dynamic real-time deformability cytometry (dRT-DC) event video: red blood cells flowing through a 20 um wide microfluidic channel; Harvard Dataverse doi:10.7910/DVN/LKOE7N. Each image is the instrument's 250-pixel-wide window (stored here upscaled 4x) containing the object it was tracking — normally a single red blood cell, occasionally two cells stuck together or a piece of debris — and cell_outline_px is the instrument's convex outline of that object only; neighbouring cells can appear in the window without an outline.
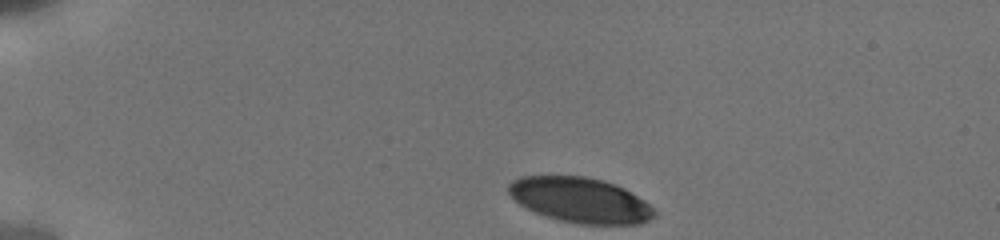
{"species": "human", "species_latin": "Homo sapiens", "temperature_condition": "cold", "stored_images_in_passage": 26, "camera_frame_rate_fps": 3000, "um_per_image_px": 0.085, "donor": {"sex": "male"}, "frame": {"image": 1, "passage_image": 1, "time_ms": 0.0, "image_size_px": [1000, 240], "cell_outline_px": [[656, 216], [640, 224], [576, 224], [544, 216], [520, 204], [508, 192], [508, 184], [512, 180], [520, 176], [584, 176], [604, 180], [624, 188], [644, 200], [656, 212]], "centroid_in_image_um": [49.32, 17.01], "position_along_channel_um": 35.7, "area_um2": 38.32}}
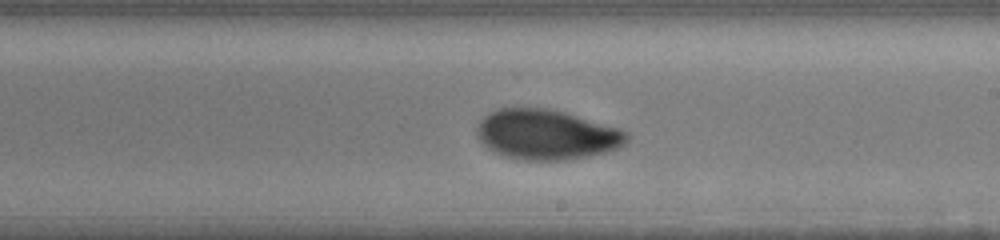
{"frame": {"image": 2, "passage_image": 12, "time_ms": 7.333, "image_size_px": [1000, 240], "cell_outline_px": [[632, 136], [620, 148], [588, 156], [564, 160], [516, 160], [504, 156], [488, 148], [476, 136], [476, 128], [480, 120], [488, 112], [496, 108], [548, 108], [564, 112], [620, 128], [628, 132]], "centroid_in_image_um": [46.45, 11.44], "position_along_channel_um": 242.5, "area_um2": 44.04}}
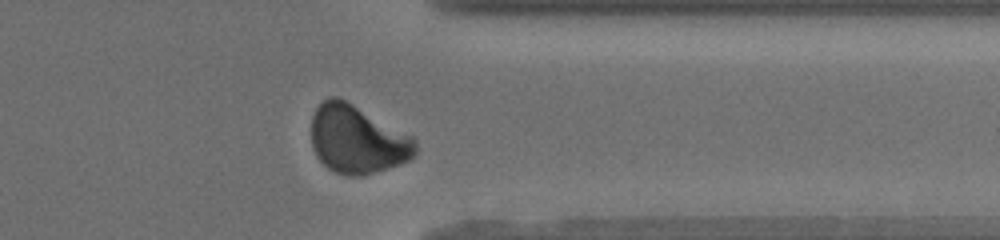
{"frame": {"image": 3, "passage_image": 22, "time_ms": 11.0, "image_size_px": [1000, 240], "cell_outline_px": [[416, 156], [400, 164], [360, 176], [348, 176], [336, 172], [328, 168], [316, 156], [312, 148], [312, 116], [316, 108], [328, 96], [336, 96], [352, 104], [412, 136], [416, 140]], "centroid_in_image_um": [30.35, 11.86], "position_along_channel_um": 381.0, "area_um2": 41.04}, "authors_computed_cell_mechanics": {"area_um2": 42.4252, "velocity_mm_per_s": 3.81, "shape_relaxation_time_tau1_ms": 4.0995, "shape_relaxation_time_tau2_ms": 0.8755, "deformation_change_tau1": 0.1266, "deformation_change_tau2": 0.0356}}